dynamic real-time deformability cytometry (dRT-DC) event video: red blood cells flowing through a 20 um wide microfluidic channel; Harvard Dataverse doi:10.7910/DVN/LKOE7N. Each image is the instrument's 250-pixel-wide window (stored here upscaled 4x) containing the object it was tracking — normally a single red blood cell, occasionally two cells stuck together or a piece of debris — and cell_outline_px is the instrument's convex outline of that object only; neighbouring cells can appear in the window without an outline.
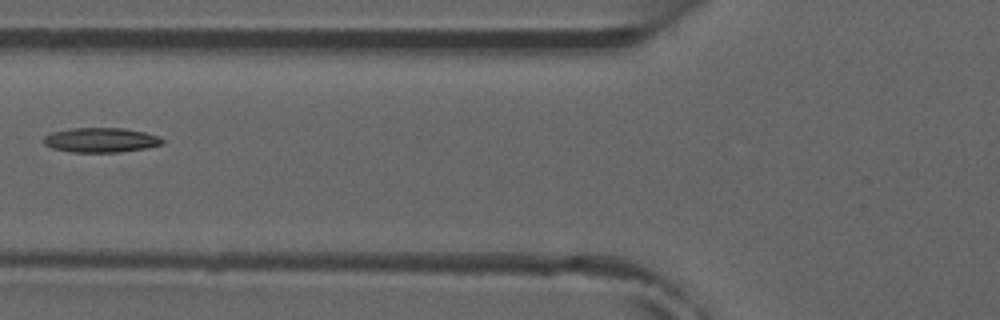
{"species": "common noctule bat (a hibernating species)", "species_latin": "Nyctalus noctula", "temperature_condition": "room temperature", "stored_images_in_passage": 7, "camera_frame_rate_fps": 3000, "um_per_image_px": 0.085, "animal": {"sex": "male", "forearm_length_mm": 52.5}, "frame": {"image": 1, "passage_image": 6, "time_ms": 6.0, "image_size_px": [1000, 320], "cell_outline_px": [[164, 144], [144, 148], [116, 152], [72, 152], [52, 148], [44, 144], [44, 136], [52, 132], [72, 128], [124, 128], [144, 132], [160, 136], [164, 140]], "centroid_in_image_um": [8.58, 11.9], "position_along_channel_um": 117.2, "area_um2": 16.99}}
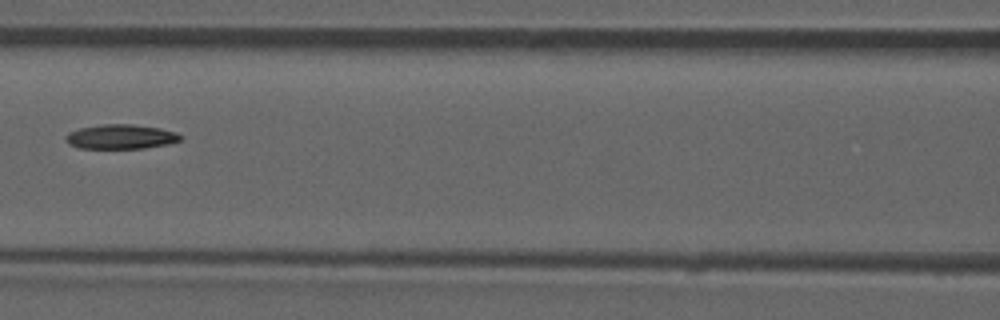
{"frame": {"image": 2, "passage_image": 7, "time_ms": 7.0, "image_size_px": [1000, 320], "cell_outline_px": [[180, 140], [168, 144], [144, 148], [80, 148], [68, 144], [64, 140], [64, 136], [68, 132], [80, 128], [104, 124], [132, 124], [160, 128], [176, 132], [180, 136]], "centroid_in_image_um": [10.22, 11.62], "position_along_channel_um": 156.4, "area_um2": 16.36}}